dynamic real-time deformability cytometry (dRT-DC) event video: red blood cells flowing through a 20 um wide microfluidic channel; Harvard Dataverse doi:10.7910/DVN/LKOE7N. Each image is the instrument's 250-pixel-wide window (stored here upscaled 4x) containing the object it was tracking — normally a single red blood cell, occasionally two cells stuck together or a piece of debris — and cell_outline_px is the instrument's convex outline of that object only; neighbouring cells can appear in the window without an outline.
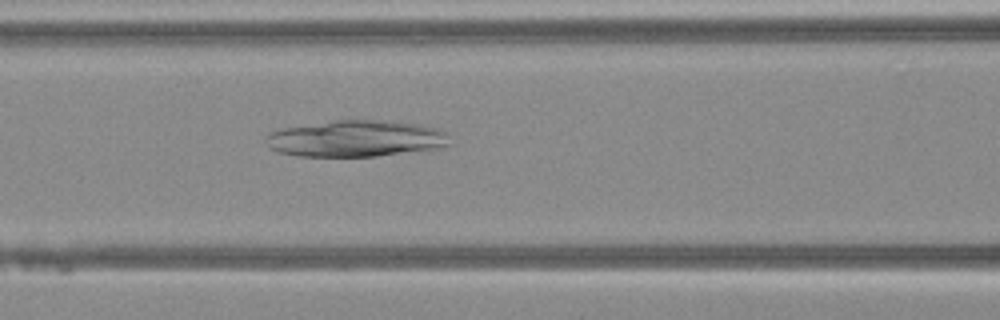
{"species": "Egyptian fruit bat (a non-hibernating species)", "species_latin": "Rousettus aegyptiacus", "temperature_condition": "warm", "stored_images_in_passage": 48, "camera_frame_rate_fps": 3000, "um_per_image_px": 0.085, "animal": {"sex": "female"}, "frame": {"image": 1, "passage_image": 21, "time_ms": 6.667, "image_size_px": [1000, 320], "cell_outline_px": [[448, 144], [432, 148], [376, 156], [300, 156], [280, 152], [268, 148], [264, 140], [264, 136], [268, 132], [280, 128], [332, 120], [400, 120], [440, 128], [448, 132]], "centroid_in_image_um": [30.19, 11.75], "position_along_channel_um": 136.4, "area_um2": 39.42}}
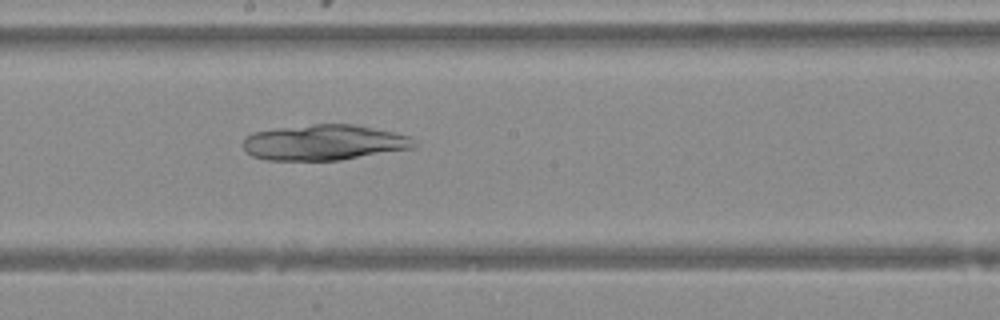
{"frame": {"image": 2, "passage_image": 27, "time_ms": 8.667, "image_size_px": [1000, 320], "cell_outline_px": [[420, 144], [416, 148], [340, 160], [268, 160], [252, 156], [244, 148], [244, 136], [252, 132], [276, 128], [312, 124], [356, 124], [412, 136]], "centroid_in_image_um": [27.62, 12.1], "position_along_channel_um": 220.6, "area_um2": 35.89}}
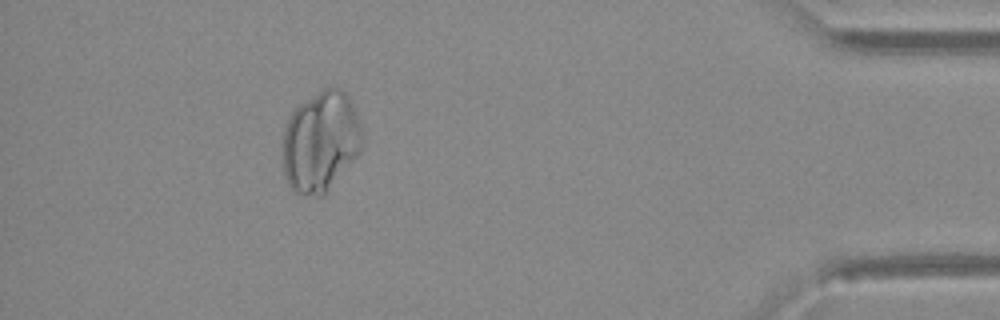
{"frame": {"image": 3, "passage_image": 44, "time_ms": 14.333, "image_size_px": [1000, 320], "cell_outline_px": [[364, 144], [360, 152], [324, 192], [320, 196], [304, 196], [296, 192], [288, 184], [284, 176], [284, 128], [292, 112], [300, 104], [324, 88], [340, 88], [348, 96], [352, 104], [360, 124]], "centroid_in_image_um": [27.26, 12.03], "position_along_channel_um": 407.9, "area_um2": 45.89}}